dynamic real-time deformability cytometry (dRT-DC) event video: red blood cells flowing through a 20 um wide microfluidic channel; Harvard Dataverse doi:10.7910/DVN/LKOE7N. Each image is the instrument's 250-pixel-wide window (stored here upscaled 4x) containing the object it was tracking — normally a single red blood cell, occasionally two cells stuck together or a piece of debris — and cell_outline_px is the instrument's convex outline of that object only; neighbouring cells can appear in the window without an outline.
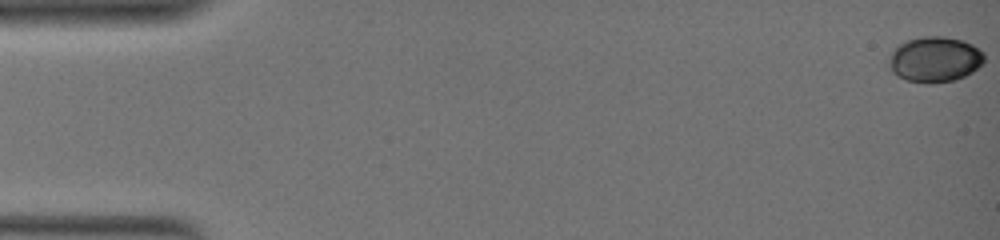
{"species": "common noctule bat (a hibernating species)", "species_latin": "Nyctalus noctula", "temperature_condition": "warm", "stored_images_in_passage": 48, "camera_frame_rate_fps": 3000, "um_per_image_px": 0.085, "animal": {"sex": "female", "body_mass_g": 19.0, "forearm_length_mm": 51.5}, "frame": {"image": 1, "passage_image": 1, "time_ms": 0.0, "image_size_px": [1000, 240], "cell_outline_px": [[984, 60], [972, 72], [956, 80], [928, 84], [904, 80], [896, 76], [892, 72], [888, 64], [888, 60], [892, 52], [900, 44], [908, 40], [924, 36], [944, 36], [964, 40], [972, 44], [984, 52]], "centroid_in_image_um": [79.45, 5.06], "position_along_channel_um": 5.6, "area_um2": 25.43}}
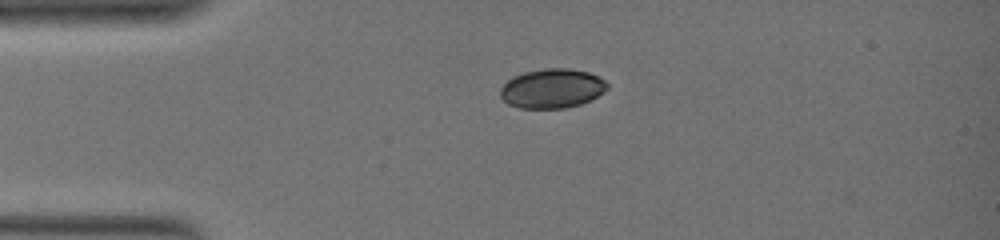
{"frame": {"image": 2, "passage_image": 39, "time_ms": 5.667, "image_size_px": [1000, 240], "cell_outline_px": [[608, 88], [604, 92], [592, 100], [580, 104], [564, 108], [520, 108], [508, 104], [500, 96], [500, 88], [512, 76], [524, 72], [544, 68], [568, 68], [588, 72], [604, 80], [608, 84]], "centroid_in_image_um": [46.92, 7.52], "position_along_channel_um": 38.1, "area_um2": 24.62}}